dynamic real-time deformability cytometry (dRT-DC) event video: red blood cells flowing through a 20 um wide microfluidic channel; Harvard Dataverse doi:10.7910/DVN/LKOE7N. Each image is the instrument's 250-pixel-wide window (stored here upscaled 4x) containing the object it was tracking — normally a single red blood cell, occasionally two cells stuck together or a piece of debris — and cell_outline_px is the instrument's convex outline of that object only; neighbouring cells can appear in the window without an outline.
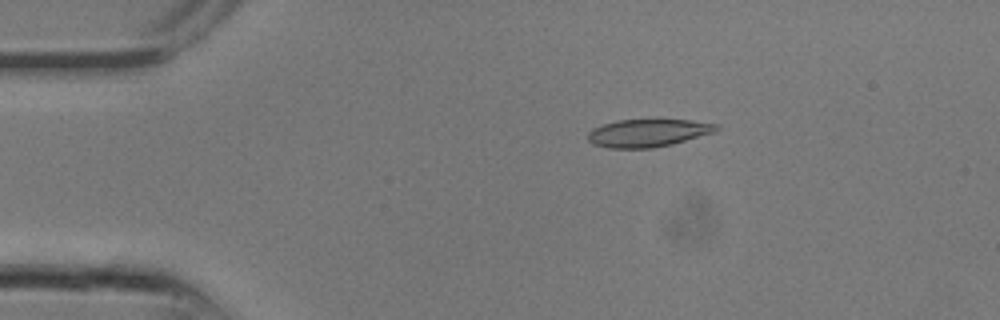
{"species": "common noctule bat (a hibernating species)", "species_latin": "Nyctalus noctula", "temperature_condition": "room temperature", "stored_images_in_passage": 8, "camera_frame_rate_fps": 3000, "um_per_image_px": 0.085, "animal": {"sex": "male", "body_mass_g": 13.3}, "frame": {"image": 1, "passage_image": 5, "time_ms": 1.333, "image_size_px": [1000, 320], "cell_outline_px": [[720, 128], [716, 132], [672, 144], [652, 148], [608, 148], [592, 144], [588, 140], [588, 132], [592, 128], [616, 120], [656, 116], [692, 120], [720, 124]], "centroid_in_image_um": [55.13, 11.24], "position_along_channel_um": 29.9, "area_um2": 22.02}}